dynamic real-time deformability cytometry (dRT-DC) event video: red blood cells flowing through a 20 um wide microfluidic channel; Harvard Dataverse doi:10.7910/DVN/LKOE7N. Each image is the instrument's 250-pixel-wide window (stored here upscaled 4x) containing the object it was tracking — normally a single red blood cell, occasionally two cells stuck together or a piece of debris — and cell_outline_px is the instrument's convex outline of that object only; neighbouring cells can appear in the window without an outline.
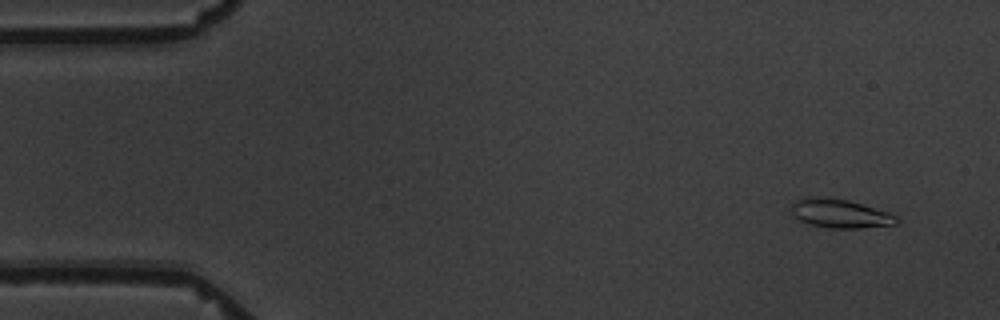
{"species": "common noctule bat (a hibernating species)", "species_latin": "Nyctalus noctula", "temperature_condition": "warm", "stored_images_in_passage": 6, "camera_frame_rate_fps": 3000, "um_per_image_px": 0.085, "animal": {"sex": "male", "body_mass_g": 19.5, "forearm_length_mm": 54.6}, "frame": {"image": 1, "passage_image": 1, "time_ms": 0.0, "image_size_px": [1000, 320], "cell_outline_px": [[900, 224], [860, 228], [828, 228], [808, 224], [796, 220], [792, 216], [788, 208], [796, 200], [808, 196], [824, 196], [848, 200], [888, 212], [896, 216], [900, 220]], "centroid_in_image_um": [71.34, 18.15], "position_along_channel_um": 13.7, "area_um2": 18.21}}